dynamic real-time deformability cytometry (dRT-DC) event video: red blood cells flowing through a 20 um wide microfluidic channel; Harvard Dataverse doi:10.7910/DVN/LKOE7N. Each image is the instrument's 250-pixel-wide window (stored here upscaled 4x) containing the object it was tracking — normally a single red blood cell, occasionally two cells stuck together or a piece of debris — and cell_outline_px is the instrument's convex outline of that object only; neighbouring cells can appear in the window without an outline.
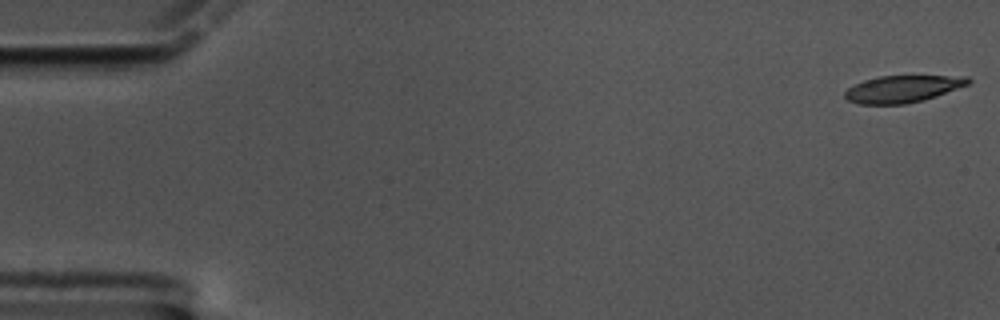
{"species": "common noctule bat (a hibernating species)", "species_latin": "Nyctalus noctula", "temperature_condition": "cold", "stored_images_in_passage": 18, "camera_frame_rate_fps": 3000, "um_per_image_px": 0.085, "animal": {"sex": "male", "body_mass_g": 17.5, "forearm_length_mm": 52.3}, "frame": {"image": 1, "passage_image": 1, "time_ms": 0.0, "image_size_px": [1000, 320], "cell_outline_px": [[972, 80], [968, 84], [936, 96], [924, 100], [904, 104], [860, 104], [848, 100], [844, 96], [844, 92], [848, 88], [864, 80], [876, 76], [968, 76]], "centroid_in_image_um": [76.72, 7.55], "position_along_channel_um": 8.3, "area_um2": 19.31}}
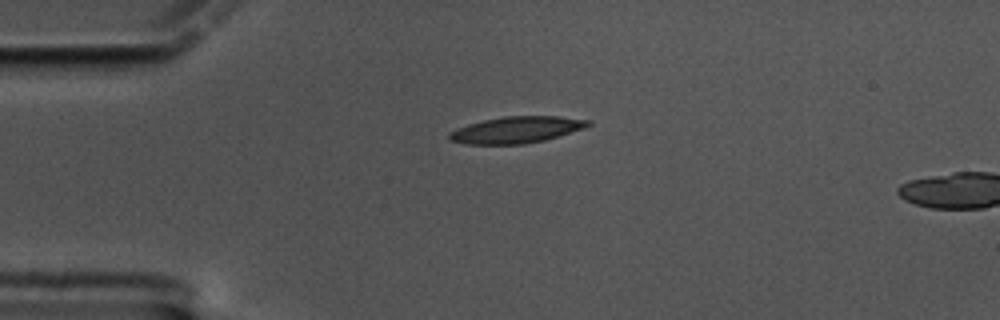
{"frame": {"image": 2, "passage_image": 14, "time_ms": 4.333, "image_size_px": [1000, 320], "cell_outline_px": [[592, 124], [584, 128], [544, 140], [524, 144], [464, 144], [448, 140], [448, 132], [468, 124], [484, 120], [504, 116], [560, 116], [592, 120]], "centroid_in_image_um": [43.89, 11.03], "position_along_channel_um": 41.1, "area_um2": 21.5}}